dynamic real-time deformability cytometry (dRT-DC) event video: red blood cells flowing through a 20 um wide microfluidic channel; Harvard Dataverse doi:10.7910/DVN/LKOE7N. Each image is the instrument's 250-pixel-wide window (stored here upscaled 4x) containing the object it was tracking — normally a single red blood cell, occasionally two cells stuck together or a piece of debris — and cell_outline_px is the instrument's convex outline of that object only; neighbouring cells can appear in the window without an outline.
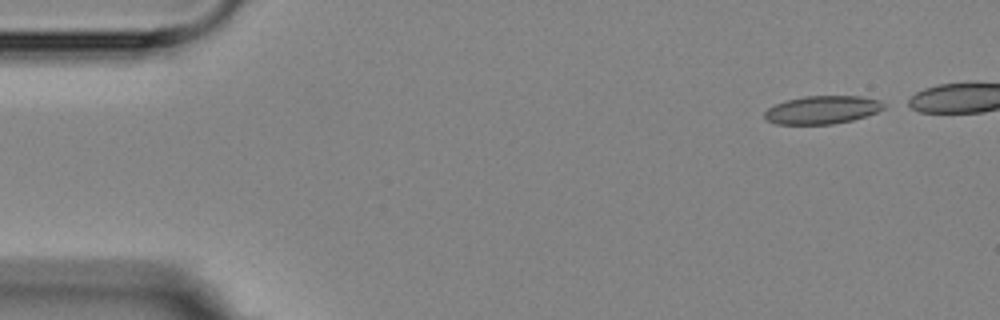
{"species": "Egyptian fruit bat (a non-hibernating species)", "species_latin": "Rousettus aegyptiacus", "temperature_condition": "room temperature", "stored_images_in_passage": 5, "camera_frame_rate_fps": 3000, "um_per_image_px": 0.085, "animal": {"sex": "female"}, "frame": {"image": 1, "passage_image": 1, "time_ms": 0.0, "image_size_px": [1000, 320], "cell_outline_px": [[888, 104], [884, 108], [876, 112], [852, 120], [832, 124], [776, 124], [768, 120], [764, 116], [764, 112], [768, 108], [776, 104], [788, 100], [804, 96], [860, 96], [880, 100]], "centroid_in_image_um": [69.92, 9.33], "position_along_channel_um": 15.1, "area_um2": 19.42}}